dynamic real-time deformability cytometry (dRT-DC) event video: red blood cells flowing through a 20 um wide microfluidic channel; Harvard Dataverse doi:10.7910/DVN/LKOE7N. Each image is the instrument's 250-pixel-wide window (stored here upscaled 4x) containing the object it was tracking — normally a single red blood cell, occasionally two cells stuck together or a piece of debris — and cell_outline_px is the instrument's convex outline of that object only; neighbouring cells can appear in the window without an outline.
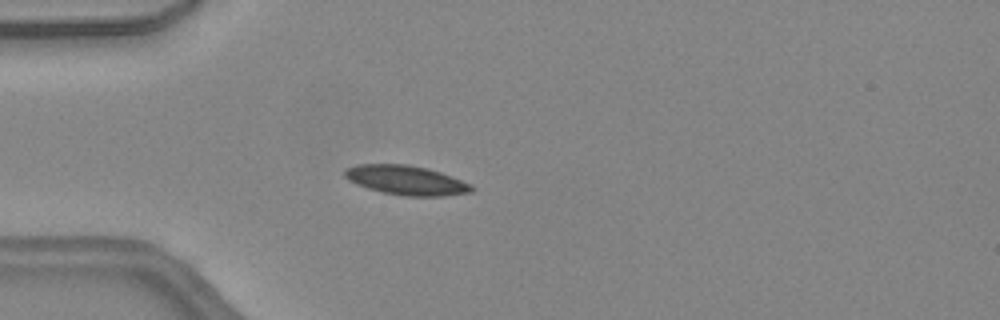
{"species": "common noctule bat (a hibernating species)", "species_latin": "Nyctalus noctula", "temperature_condition": "warm", "stored_images_in_passage": 36, "camera_frame_rate_fps": 3000, "um_per_image_px": 0.085, "animal": {"sex": "female", "body_mass_g": 24.6, "forearm_length_mm": 56.2}, "frame": {"image": 1, "passage_image": 3, "time_ms": 0.667, "image_size_px": [1000, 320], "cell_outline_px": [[476, 188], [472, 192], [444, 196], [408, 196], [384, 192], [368, 188], [356, 184], [348, 180], [344, 176], [344, 168], [356, 164], [408, 164], [428, 168], [452, 176], [472, 184]], "centroid_in_image_um": [34.54, 15.31], "position_along_channel_um": 50.5, "area_um2": 21.91}}
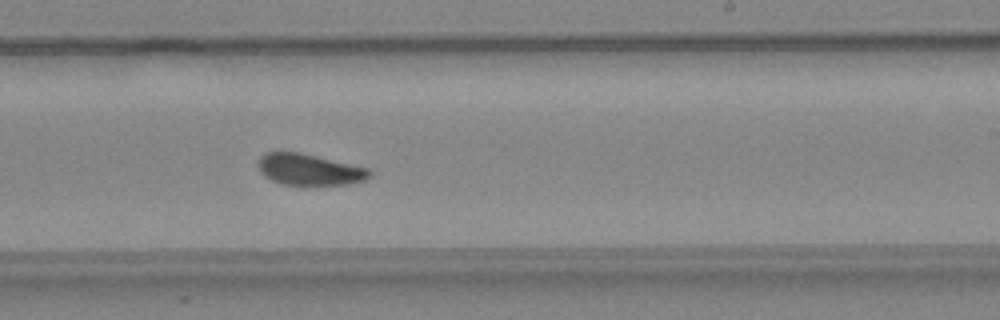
{"frame": {"image": 2, "passage_image": 18, "time_ms": 5.667, "image_size_px": [1000, 320], "cell_outline_px": [[372, 176], [364, 180], [348, 184], [280, 184], [264, 176], [260, 172], [256, 164], [260, 156], [268, 152], [300, 152], [368, 168], [372, 172]], "centroid_in_image_um": [26.27, 14.4], "position_along_channel_um": 262.7, "area_um2": 20.23}}
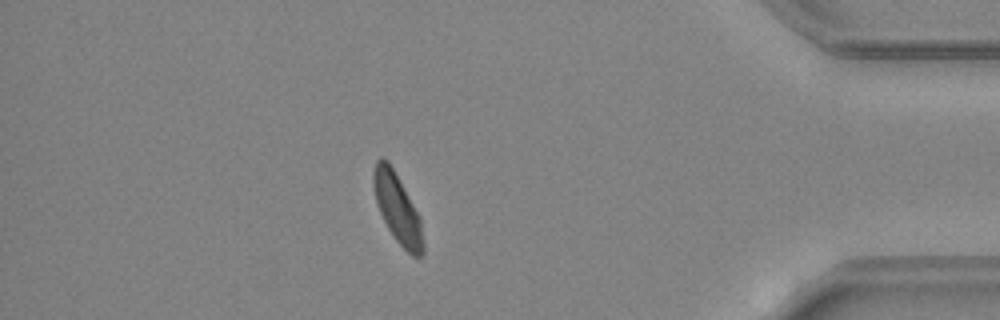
{"frame": {"image": 3, "passage_image": 30, "time_ms": 9.667, "image_size_px": [1000, 320], "cell_outline_px": [[424, 252], [420, 256], [412, 256], [396, 240], [388, 228], [380, 212], [376, 200], [372, 184], [372, 172], [376, 160], [380, 156], [388, 160], [412, 204], [420, 220], [424, 244]], "centroid_in_image_um": [33.75, 17.69], "position_along_channel_um": 401.5, "area_um2": 19.54}, "authors_computed_cell_mechanics": {"area_um2": 20.7213, "velocity_mm_per_s": 4.495, "shape_relaxation_time_tau1_ms": 3.8236, "shape_relaxation_time_tau2_ms": 2.2383, "deformation_change_tau1": 0.1031, "deformation_change_tau2": 0.0628}}